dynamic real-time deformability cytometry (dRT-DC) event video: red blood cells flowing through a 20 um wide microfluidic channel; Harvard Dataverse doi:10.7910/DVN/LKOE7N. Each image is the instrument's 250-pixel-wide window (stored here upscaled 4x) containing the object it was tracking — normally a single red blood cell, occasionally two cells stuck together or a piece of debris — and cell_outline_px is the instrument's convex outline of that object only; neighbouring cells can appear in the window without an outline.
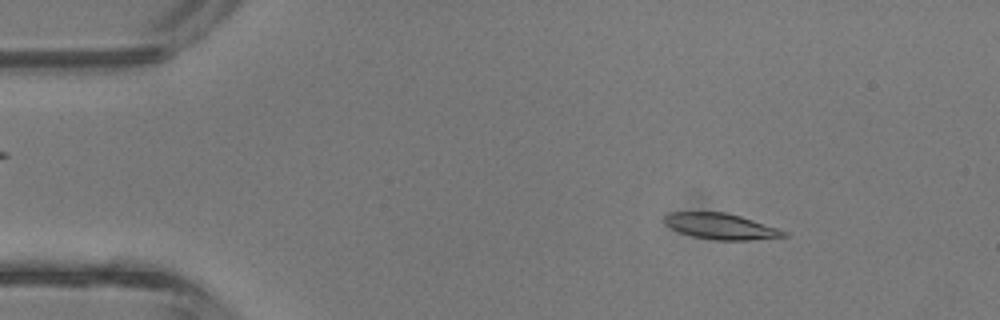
{"species": "common noctule bat (a hibernating species)", "species_latin": "Nyctalus noctula", "temperature_condition": "room temperature", "stored_images_in_passage": 41, "camera_frame_rate_fps": 3000, "um_per_image_px": 0.085, "animal": {"sex": "male", "body_mass_g": 13.3}, "frame": {"image": 1, "passage_image": 5, "time_ms": 1.333, "image_size_px": [1000, 320], "cell_outline_px": [[788, 236], [752, 240], [716, 240], [692, 236], [680, 232], [664, 224], [664, 216], [668, 212], [724, 212], [740, 216], [788, 232]], "centroid_in_image_um": [61.24, 19.24], "position_along_channel_um": 23.8, "area_um2": 17.86}}
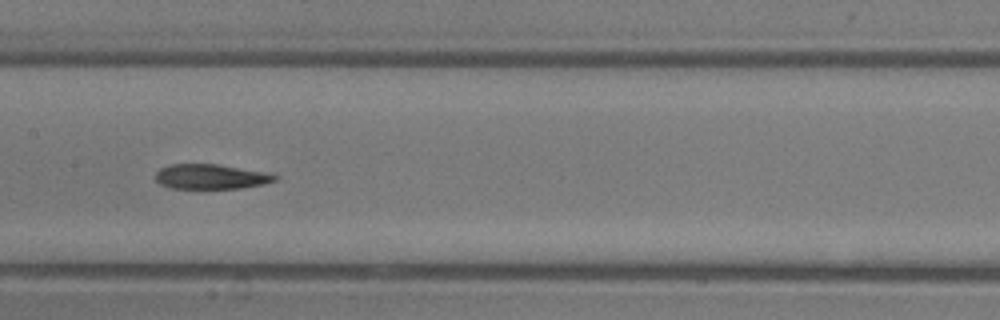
{"frame": {"image": 2, "passage_image": 20, "time_ms": 6.333, "image_size_px": [1000, 320], "cell_outline_px": [[280, 176], [276, 180], [264, 184], [240, 188], [168, 188], [160, 184], [156, 180], [156, 172], [160, 168], [168, 164], [216, 164], [272, 172]], "centroid_in_image_um": [17.97, 15.0], "position_along_channel_um": 189.4, "area_um2": 17.57}}
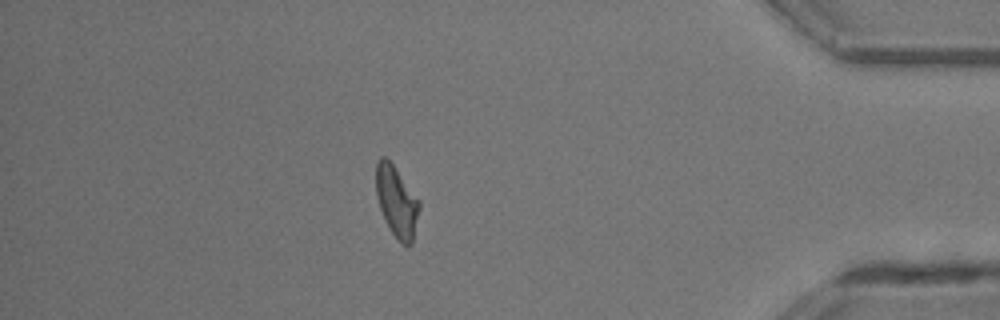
{"frame": {"image": 3, "passage_image": 36, "time_ms": 11.667, "image_size_px": [1000, 320], "cell_outline_px": [[420, 208], [412, 244], [408, 248], [392, 232], [380, 208], [376, 192], [376, 160], [380, 156], [384, 156], [392, 164], [420, 200]], "centroid_in_image_um": [33.73, 17.11], "position_along_channel_um": 401.5, "area_um2": 17.63}, "authors_computed_cell_mechanics": {"area_um2": 17.9758, "velocity_mm_per_s": 4.8036, "shape_relaxation_time_tau1_ms": null, "shape_relaxation_time_tau2_ms": 5.0074, "deformation_change_tau1": null, "deformation_change_tau2": 0.1586}}